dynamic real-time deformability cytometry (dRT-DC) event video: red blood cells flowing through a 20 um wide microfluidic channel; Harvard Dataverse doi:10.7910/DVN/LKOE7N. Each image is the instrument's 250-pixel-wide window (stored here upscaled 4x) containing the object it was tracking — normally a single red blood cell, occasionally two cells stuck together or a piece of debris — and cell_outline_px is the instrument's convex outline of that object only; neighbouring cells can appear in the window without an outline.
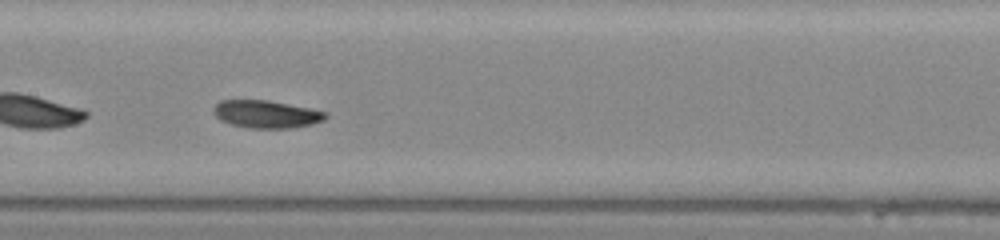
{"species": "common noctule bat (a hibernating species)", "species_latin": "Nyctalus noctula", "temperature_condition": "warm", "stored_images_in_passage": 44, "camera_frame_rate_fps": 3000, "um_per_image_px": 0.085, "animal": {"sex": "male", "body_mass_g": 20.0, "forearm_length_mm": 53.3}, "frame": {"image": 1, "passage_image": 19, "time_ms": 6.0, "image_size_px": [1000, 240], "cell_outline_px": [[328, 116], [324, 120], [312, 124], [292, 128], [248, 128], [232, 124], [220, 120], [212, 112], [212, 108], [220, 100], [268, 100], [328, 112]], "centroid_in_image_um": [22.62, 9.7], "position_along_channel_um": 184.8, "area_um2": 18.09}}
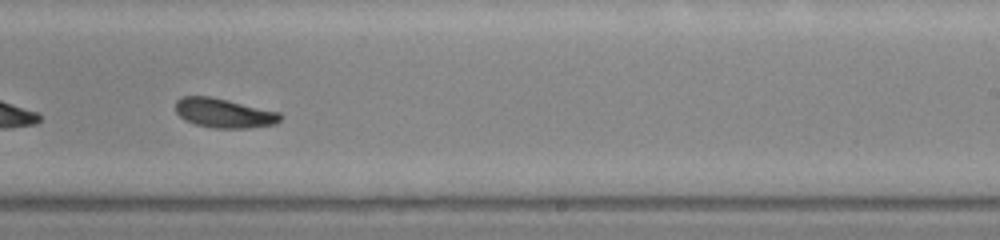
{"frame": {"image": 2, "passage_image": 25, "time_ms": 8.0, "image_size_px": [1000, 240], "cell_outline_px": [[280, 120], [276, 124], [248, 128], [216, 128], [196, 124], [184, 120], [176, 112], [176, 100], [184, 96], [208, 96], [280, 112]], "centroid_in_image_um": [19.02, 9.62], "position_along_channel_um": 270.0, "area_um2": 17.69}}
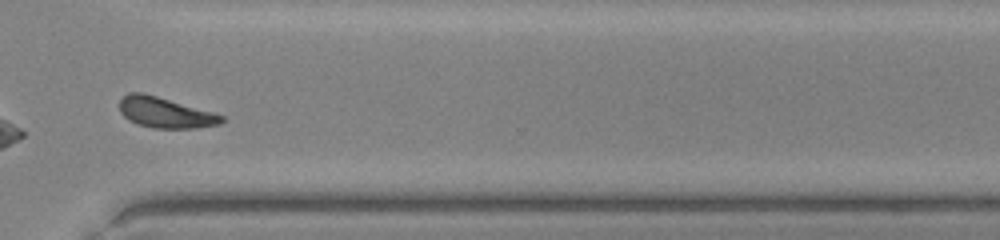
{"frame": {"image": 3, "passage_image": 31, "time_ms": 10.0, "image_size_px": [1000, 240], "cell_outline_px": [[224, 120], [220, 124], [192, 128], [152, 128], [136, 124], [128, 120], [120, 112], [120, 100], [128, 92], [140, 92], [156, 96], [212, 112], [224, 116]], "centroid_in_image_um": [14.01, 9.58], "position_along_channel_um": 356.6, "area_um2": 17.98}, "authors_computed_cell_mechanics": {"area_um2": 18.1203, "velocity_mm_per_s": 4.2951, "shape_relaxation_time_tau1_ms": 2.618, "shape_relaxation_time_tau2_ms": null, "deformation_change_tau1": 0.119, "deformation_change_tau2": null}}